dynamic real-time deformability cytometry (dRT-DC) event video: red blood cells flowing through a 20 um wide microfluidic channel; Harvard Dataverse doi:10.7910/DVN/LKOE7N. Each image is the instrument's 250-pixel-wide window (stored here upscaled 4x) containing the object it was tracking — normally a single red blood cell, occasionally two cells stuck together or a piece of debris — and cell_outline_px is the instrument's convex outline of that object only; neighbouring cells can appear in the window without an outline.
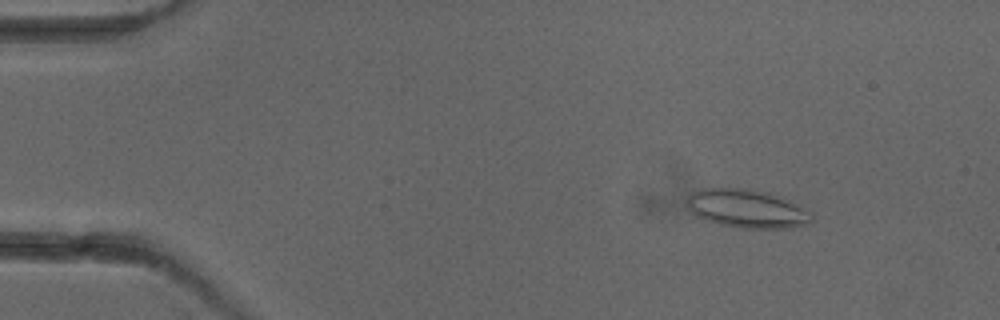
{"species": "common noctule bat (a hibernating species)", "species_latin": "Nyctalus noctula", "temperature_condition": "cold", "stored_images_in_passage": 6, "camera_frame_rate_fps": 3000, "um_per_image_px": 0.085, "animal": {"sex": "female"}, "frame": {"image": 1, "passage_image": 2, "time_ms": 1.0, "image_size_px": [1000, 320], "cell_outline_px": [[812, 220], [808, 224], [788, 228], [740, 228], [720, 224], [696, 216], [688, 208], [688, 196], [704, 188], [736, 188], [768, 192], [812, 212]], "centroid_in_image_um": [63.5, 17.75], "position_along_channel_um": 21.5, "area_um2": 27.4}}
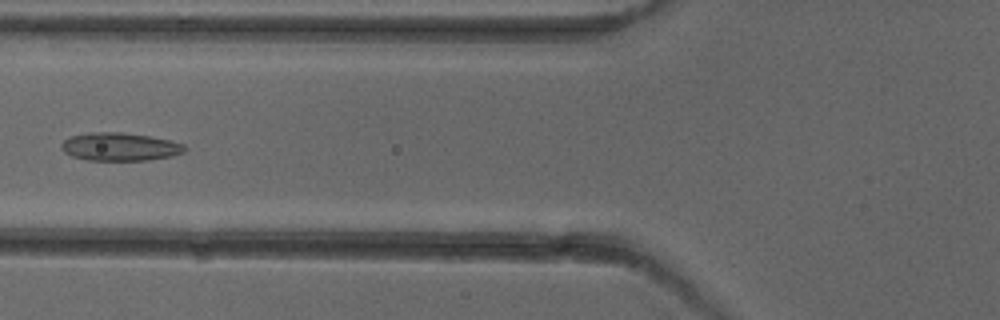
{"frame": {"image": 2, "passage_image": 5, "time_ms": 5.667, "image_size_px": [1000, 320], "cell_outline_px": [[188, 148], [184, 152], [172, 156], [148, 160], [88, 160], [72, 156], [64, 152], [60, 148], [60, 144], [64, 140], [72, 136], [88, 132], [124, 132], [148, 136], [168, 140], [184, 144]], "centroid_in_image_um": [10.18, 12.47], "position_along_channel_um": 115.6, "area_um2": 20.23}}
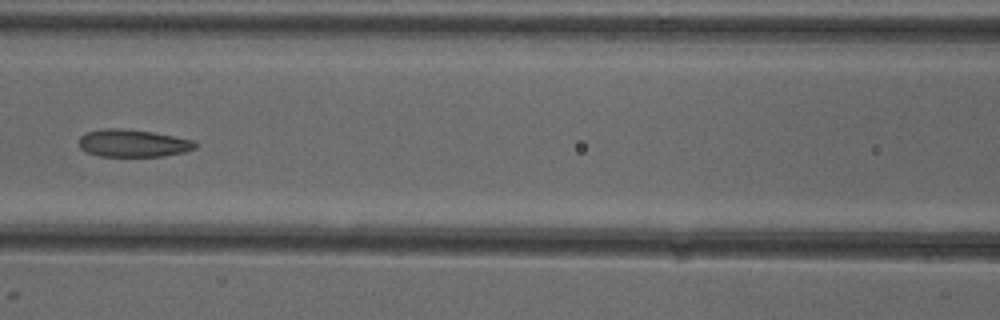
{"frame": {"image": 3, "passage_image": 6, "time_ms": 6.667, "image_size_px": [1000, 320], "cell_outline_px": [[196, 148], [184, 152], [164, 156], [100, 156], [88, 152], [80, 148], [80, 136], [88, 132], [104, 128], [120, 128], [152, 132], [196, 140]], "centroid_in_image_um": [11.34, 12.17], "position_along_channel_um": 155.3, "area_um2": 18.55}}